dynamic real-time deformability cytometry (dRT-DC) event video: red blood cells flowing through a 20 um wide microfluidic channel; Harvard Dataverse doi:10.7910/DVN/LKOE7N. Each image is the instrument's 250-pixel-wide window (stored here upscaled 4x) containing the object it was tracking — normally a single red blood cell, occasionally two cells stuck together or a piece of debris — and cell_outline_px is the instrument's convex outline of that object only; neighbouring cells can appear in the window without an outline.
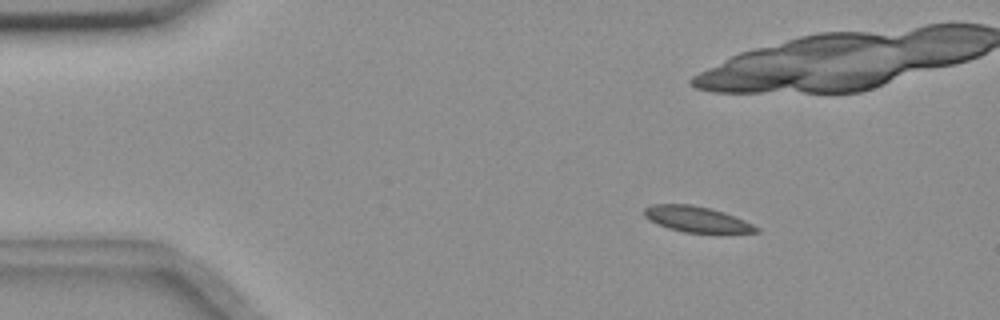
{"species": "common noctule bat (a hibernating species)", "species_latin": "Nyctalus noctula", "temperature_condition": "room temperature", "stored_images_in_passage": 57, "camera_frame_rate_fps": 3000, "um_per_image_px": 0.085, "animal": {"sex": "female", "body_mass_g": 18.4}, "frame": {"image": 1, "passage_image": 9, "time_ms": 2.667, "image_size_px": [1000, 320], "cell_outline_px": [[760, 232], [720, 236], [684, 232], [668, 228], [656, 224], [648, 220], [644, 216], [644, 208], [652, 204], [692, 204], [724, 212], [744, 220], [760, 228]], "centroid_in_image_um": [59.3, 18.7], "position_along_channel_um": 25.7, "area_um2": 17.74}, "authors_computed_cell_mechanics": {"area_um2": 17.3978, "velocity_mm_per_s": 3.6066, "shape_relaxation_time_tau1_ms": 4.5488, "shape_relaxation_time_tau2_ms": 5.1454, "deformation_change_tau1": 0.1096, "deformation_change_tau2": 0.0662}}